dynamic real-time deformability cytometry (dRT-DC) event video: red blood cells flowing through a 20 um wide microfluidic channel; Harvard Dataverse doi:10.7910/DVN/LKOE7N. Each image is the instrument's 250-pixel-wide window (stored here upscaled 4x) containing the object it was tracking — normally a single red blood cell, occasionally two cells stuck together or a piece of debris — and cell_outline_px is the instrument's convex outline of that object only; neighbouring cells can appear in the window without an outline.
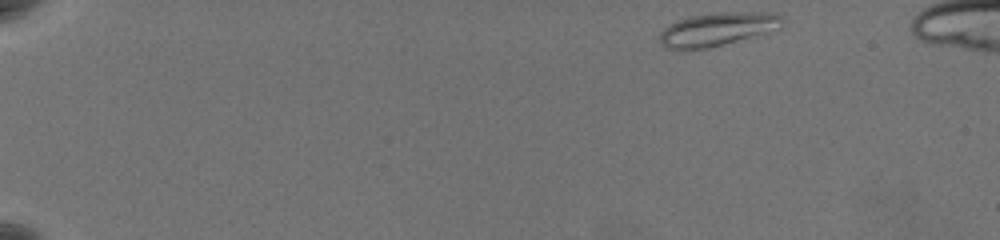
{"species": "common noctule bat (a hibernating species)", "species_latin": "Nyctalus noctula", "temperature_condition": "warm", "stored_images_in_passage": 53, "camera_frame_rate_fps": 3000, "um_per_image_px": 0.085, "animal": {"sex": "female", "body_mass_g": 19.5, "forearm_length_mm": 54.1}, "frame": {"image": 1, "passage_image": 1, "time_ms": 0.0, "image_size_px": [1000, 240], "cell_outline_px": [[784, 24], [780, 28], [724, 44], [708, 48], [664, 48], [660, 44], [656, 36], [668, 24], [692, 16], [716, 12], [776, 12], [784, 20]], "centroid_in_image_um": [60.97, 2.46], "position_along_channel_um": 24.0, "area_um2": 23.76}}
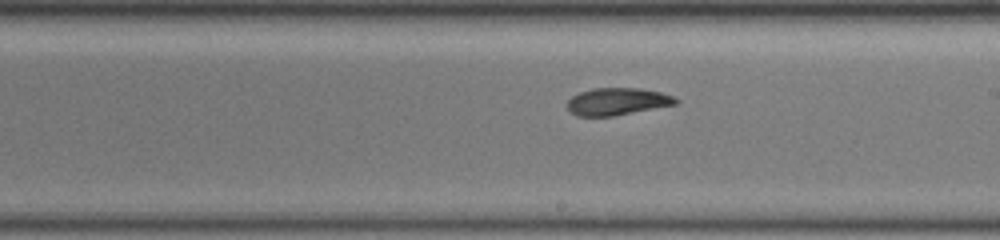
{"frame": {"image": 2, "passage_image": 30, "time_ms": 9.667, "image_size_px": [1000, 240], "cell_outline_px": [[680, 100], [676, 104], [612, 116], [576, 116], [568, 112], [568, 100], [572, 96], [580, 92], [592, 88], [640, 88], [660, 92], [672, 96]], "centroid_in_image_um": [52.43, 8.63], "position_along_channel_um": 236.6, "area_um2": 17.17}}
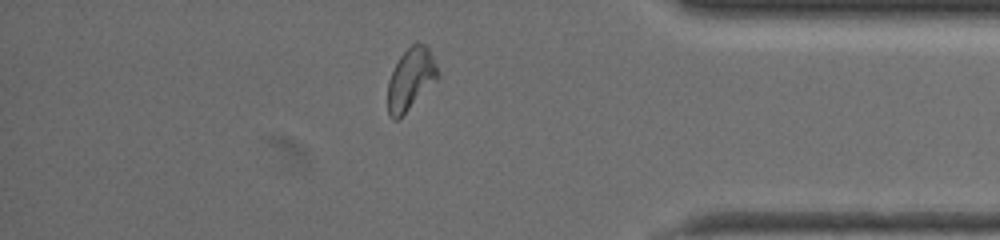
{"frame": {"image": 3, "passage_image": 45, "time_ms": 14.667, "image_size_px": [1000, 240], "cell_outline_px": [[440, 76], [396, 120], [392, 120], [388, 116], [388, 80], [400, 56], [416, 40], [424, 44], [428, 48], [432, 56]], "centroid_in_image_um": [34.89, 6.68], "position_along_channel_um": 400.3, "area_um2": 17.51}}